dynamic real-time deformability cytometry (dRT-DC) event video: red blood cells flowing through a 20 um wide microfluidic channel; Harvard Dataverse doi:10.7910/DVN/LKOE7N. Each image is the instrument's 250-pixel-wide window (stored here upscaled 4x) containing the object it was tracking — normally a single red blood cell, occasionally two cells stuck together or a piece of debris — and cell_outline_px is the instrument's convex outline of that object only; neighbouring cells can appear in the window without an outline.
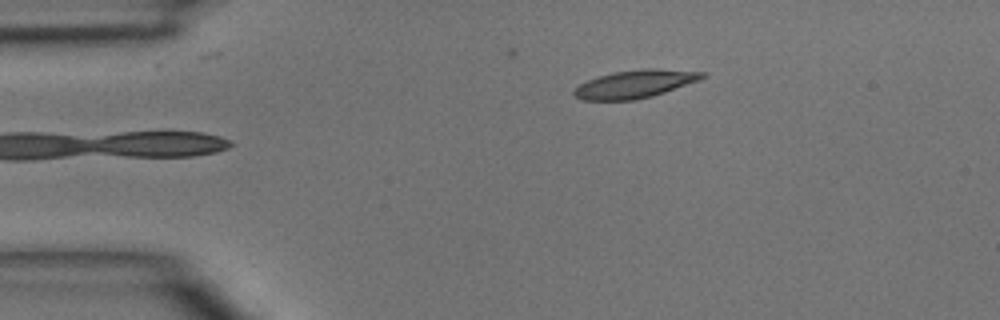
{"species": "common noctule bat (a hibernating species)", "species_latin": "Nyctalus noctula", "temperature_condition": "room temperature", "stored_images_in_passage": 6, "camera_frame_rate_fps": 3000, "um_per_image_px": 0.085, "animal": {"sex": "male", "body_mass_g": 15.6}, "frame": {"image": 1, "passage_image": 1, "time_ms": 0.0, "image_size_px": [1000, 320], "cell_outline_px": [[708, 76], [700, 80], [652, 96], [632, 100], [584, 100], [576, 96], [572, 92], [580, 84], [588, 80], [612, 72], [644, 68], [656, 68], [704, 72]], "centroid_in_image_um": [54.01, 7.13], "position_along_channel_um": 31.0, "area_um2": 20.75}}